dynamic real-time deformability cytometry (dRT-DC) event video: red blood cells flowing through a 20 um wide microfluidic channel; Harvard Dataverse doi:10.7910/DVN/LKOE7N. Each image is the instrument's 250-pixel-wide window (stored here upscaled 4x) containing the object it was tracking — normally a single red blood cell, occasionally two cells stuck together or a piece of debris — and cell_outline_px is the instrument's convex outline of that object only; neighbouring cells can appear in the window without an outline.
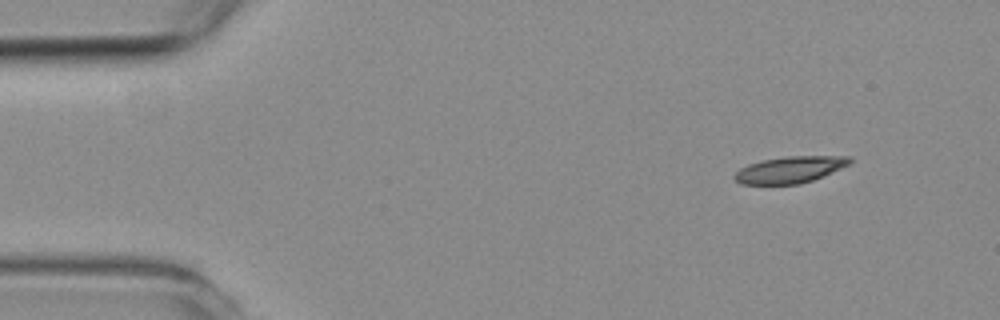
{"species": "common noctule bat (a hibernating species)", "species_latin": "Nyctalus noctula", "temperature_condition": "room temperature", "stored_images_in_passage": 3, "camera_frame_rate_fps": 3000, "um_per_image_px": 0.085, "animal": {"sex": "female", "body_mass_g": 19.3, "forearm_length_mm": 54.1}, "frame": {"image": 1, "passage_image": 1, "time_ms": 0.0, "image_size_px": [1000, 320], "cell_outline_px": [[852, 160], [848, 164], [840, 168], [812, 180], [800, 184], [740, 184], [732, 176], [740, 168], [748, 164], [764, 160], [788, 156], [852, 156]], "centroid_in_image_um": [67.11, 14.42], "position_along_channel_um": 17.9, "area_um2": 17.63}}